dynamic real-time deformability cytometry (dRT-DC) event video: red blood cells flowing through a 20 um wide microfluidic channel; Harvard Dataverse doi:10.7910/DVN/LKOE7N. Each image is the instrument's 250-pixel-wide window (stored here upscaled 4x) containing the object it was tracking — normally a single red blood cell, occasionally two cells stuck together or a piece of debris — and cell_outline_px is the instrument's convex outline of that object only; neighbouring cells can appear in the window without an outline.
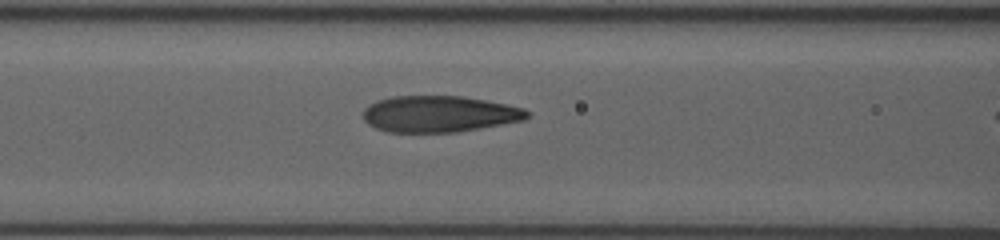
{"species": "human", "species_latin": "Homo sapiens", "temperature_condition": "room temperature", "stored_images_in_passage": 8, "camera_frame_rate_fps": 3000, "um_per_image_px": 0.085, "donor": {"sex": "female"}, "frame": {"image": 1, "passage_image": 5, "time_ms": 1.667, "image_size_px": [1000, 240], "cell_outline_px": [[528, 116], [524, 120], [456, 132], [388, 132], [376, 128], [368, 124], [364, 120], [364, 108], [368, 104], [376, 100], [392, 96], [464, 96], [524, 108], [528, 112]], "centroid_in_image_um": [37.29, 9.68], "position_along_channel_um": 129.3, "area_um2": 34.62}}
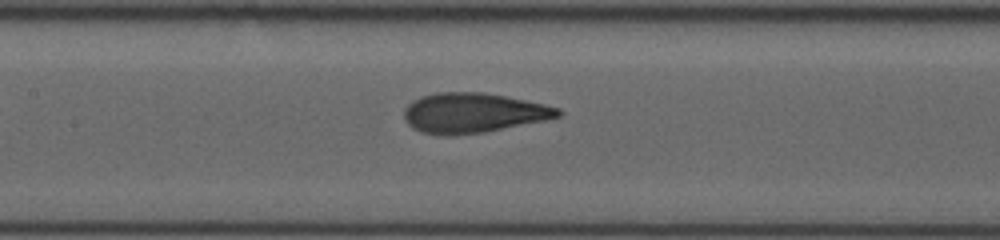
{"frame": {"image": 2, "passage_image": 7, "time_ms": 2.667, "image_size_px": [1000, 240], "cell_outline_px": [[564, 112], [560, 116], [544, 120], [484, 132], [452, 136], [444, 136], [420, 132], [412, 128], [404, 120], [404, 108], [412, 100], [420, 96], [436, 92], [484, 92], [544, 104], [560, 108]], "centroid_in_image_um": [40.17, 9.6], "position_along_channel_um": 167.2, "area_um2": 35.95}}